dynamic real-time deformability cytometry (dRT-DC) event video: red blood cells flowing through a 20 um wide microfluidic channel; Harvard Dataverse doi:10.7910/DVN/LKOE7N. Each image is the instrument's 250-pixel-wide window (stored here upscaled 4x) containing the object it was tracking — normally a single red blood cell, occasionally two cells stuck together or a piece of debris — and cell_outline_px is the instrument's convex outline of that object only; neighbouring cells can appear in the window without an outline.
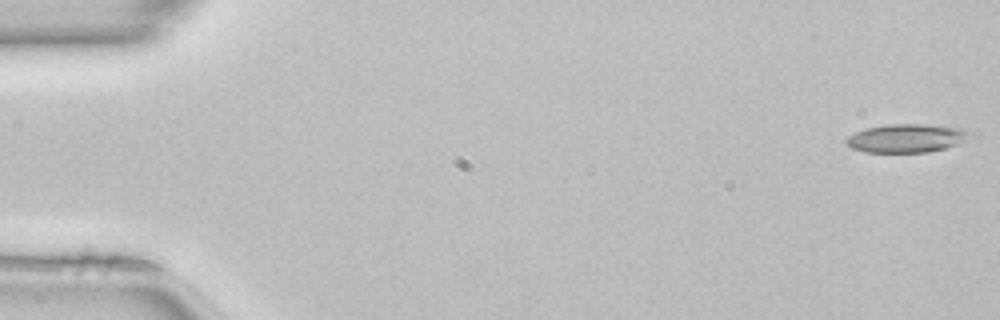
{"species": "common noctule bat (a hibernating species)", "species_latin": "Nyctalus noctula", "temperature_condition": "room temperature", "stored_images_in_passage": 8, "camera_frame_rate_fps": 3000, "um_per_image_px": 0.085, "animal": {"sex": "female", "body_mass_g": 22.7, "forearm_length_mm": 54.2}, "frame": {"image": 1, "passage_image": 1, "time_ms": 0.0, "image_size_px": [1000, 320], "cell_outline_px": [[980, 132], [976, 136], [960, 144], [928, 152], [864, 152], [852, 148], [844, 140], [848, 136], [864, 128], [888, 124], [924, 124], [960, 128]], "centroid_in_image_um": [77.18, 11.74], "position_along_channel_um": 7.8, "area_um2": 20.98}}